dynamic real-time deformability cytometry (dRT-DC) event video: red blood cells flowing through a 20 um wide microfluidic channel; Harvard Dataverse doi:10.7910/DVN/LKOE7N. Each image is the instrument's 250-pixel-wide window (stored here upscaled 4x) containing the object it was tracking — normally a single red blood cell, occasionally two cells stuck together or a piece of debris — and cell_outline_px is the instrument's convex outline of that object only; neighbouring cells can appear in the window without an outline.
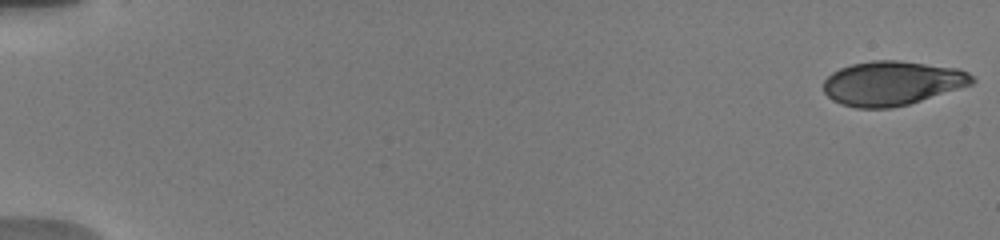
{"species": "human", "species_latin": "Homo sapiens", "temperature_condition": "warm", "stored_images_in_passage": 5, "camera_frame_rate_fps": 3000, "um_per_image_px": 0.085, "donor": {"sex": "male"}, "frame": {"image": 1, "passage_image": 1, "time_ms": 0.0, "image_size_px": [1000, 240], "cell_outline_px": [[976, 80], [972, 84], [908, 104], [888, 108], [856, 108], [840, 104], [832, 100], [824, 92], [824, 80], [832, 72], [840, 68], [852, 64], [872, 60], [900, 60], [960, 68], [968, 72]], "centroid_in_image_um": [75.82, 7.06], "position_along_channel_um": 9.2, "area_um2": 38.38}}